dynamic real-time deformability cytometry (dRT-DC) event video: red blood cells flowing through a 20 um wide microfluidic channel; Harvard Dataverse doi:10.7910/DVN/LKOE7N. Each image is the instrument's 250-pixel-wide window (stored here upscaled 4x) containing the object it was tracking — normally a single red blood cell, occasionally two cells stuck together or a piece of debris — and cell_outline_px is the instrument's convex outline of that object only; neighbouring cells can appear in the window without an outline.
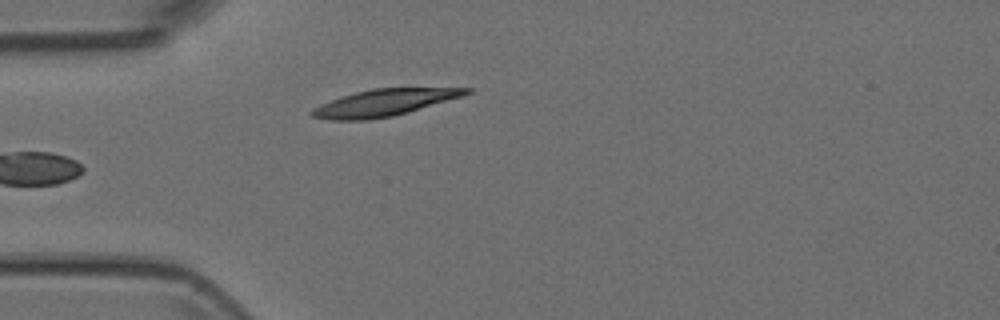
{"species": "Egyptian fruit bat (a non-hibernating species)", "species_latin": "Rousettus aegyptiacus", "temperature_condition": "room temperature", "stored_images_in_passage": 6, "camera_frame_rate_fps": 3000, "um_per_image_px": 0.085, "animal": {"sex": "female"}, "frame": {"image": 1, "passage_image": 6, "time_ms": 1.667, "image_size_px": [1000, 320], "cell_outline_px": [[472, 92], [464, 96], [408, 112], [392, 116], [368, 120], [332, 120], [308, 116], [308, 112], [312, 108], [320, 104], [356, 92], [372, 88], [472, 88]], "centroid_in_image_um": [32.63, 8.73], "position_along_channel_um": 52.4, "area_um2": 24.04}}